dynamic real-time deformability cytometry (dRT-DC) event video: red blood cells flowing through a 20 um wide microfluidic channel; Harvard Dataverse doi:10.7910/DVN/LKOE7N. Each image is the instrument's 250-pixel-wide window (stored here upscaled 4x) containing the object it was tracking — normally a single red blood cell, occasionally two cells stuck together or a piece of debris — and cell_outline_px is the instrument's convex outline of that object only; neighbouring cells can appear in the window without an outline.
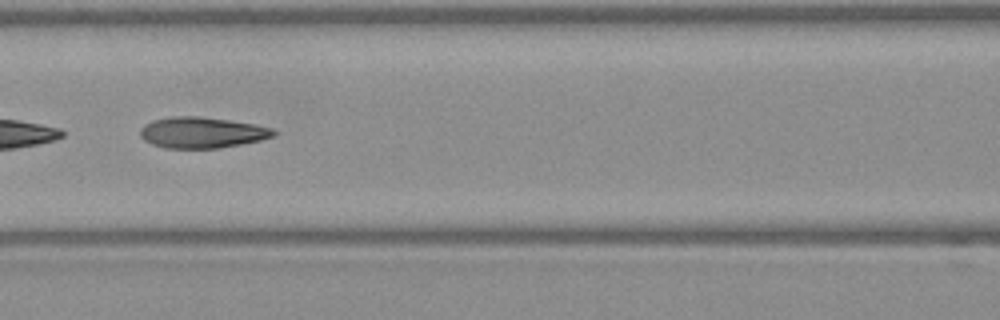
{"species": "Egyptian fruit bat (a non-hibernating species)", "species_latin": "Rousettus aegyptiacus", "temperature_condition": "warm", "stored_images_in_passage": 25, "camera_frame_rate_fps": 3000, "um_per_image_px": 0.085, "frame": {"image": 1, "passage_image": 23, "time_ms": 7.333, "image_size_px": [1000, 320], "cell_outline_px": [[276, 132], [272, 136], [260, 140], [220, 148], [164, 148], [152, 144], [144, 140], [140, 136], [140, 128], [144, 124], [152, 120], [172, 116], [200, 116], [228, 120], [252, 124], [272, 128]], "centroid_in_image_um": [17.1, 11.26], "position_along_channel_um": 149.5, "area_um2": 23.99}}